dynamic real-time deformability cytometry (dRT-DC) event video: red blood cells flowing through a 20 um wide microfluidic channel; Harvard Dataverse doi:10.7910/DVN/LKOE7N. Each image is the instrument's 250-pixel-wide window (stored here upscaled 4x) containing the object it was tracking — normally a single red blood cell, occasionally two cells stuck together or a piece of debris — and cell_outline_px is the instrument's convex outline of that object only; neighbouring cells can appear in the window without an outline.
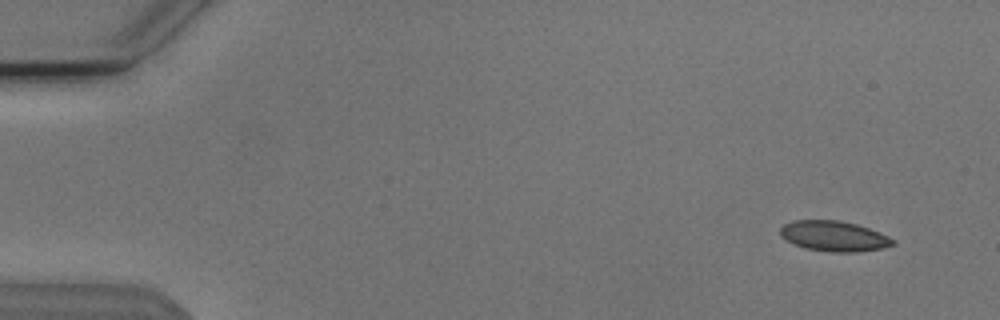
{"species": "Egyptian fruit bat (a non-hibernating species)", "species_latin": "Rousettus aegyptiacus", "temperature_condition": "cold", "stored_images_in_passage": 7, "camera_frame_rate_fps": 3000, "um_per_image_px": 0.085, "animal": {"sex": "male"}, "frame": {"image": 1, "passage_image": 1, "time_ms": 0.0, "image_size_px": [1000, 320], "cell_outline_px": [[896, 244], [880, 248], [856, 252], [828, 252], [804, 248], [792, 244], [780, 236], [780, 228], [784, 224], [792, 220], [840, 220], [856, 224], [880, 232], [896, 240]], "centroid_in_image_um": [70.86, 20.07], "position_along_channel_um": 14.1, "area_um2": 20.11}}
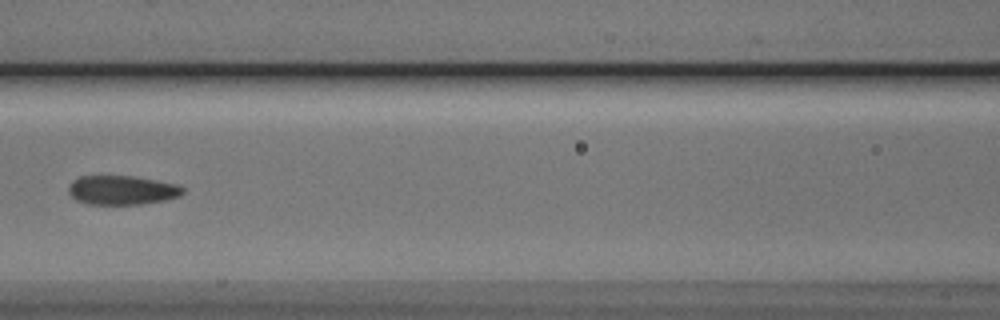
{"frame": {"image": 2, "passage_image": 7, "time_ms": 2.0, "image_size_px": [1000, 320], "cell_outline_px": [[184, 192], [180, 196], [164, 200], [140, 204], [88, 204], [76, 200], [68, 192], [68, 188], [72, 180], [80, 176], [128, 176], [176, 184], [184, 188]], "centroid_in_image_um": [10.33, 16.17], "position_along_channel_um": 156.3, "area_um2": 19.19}}